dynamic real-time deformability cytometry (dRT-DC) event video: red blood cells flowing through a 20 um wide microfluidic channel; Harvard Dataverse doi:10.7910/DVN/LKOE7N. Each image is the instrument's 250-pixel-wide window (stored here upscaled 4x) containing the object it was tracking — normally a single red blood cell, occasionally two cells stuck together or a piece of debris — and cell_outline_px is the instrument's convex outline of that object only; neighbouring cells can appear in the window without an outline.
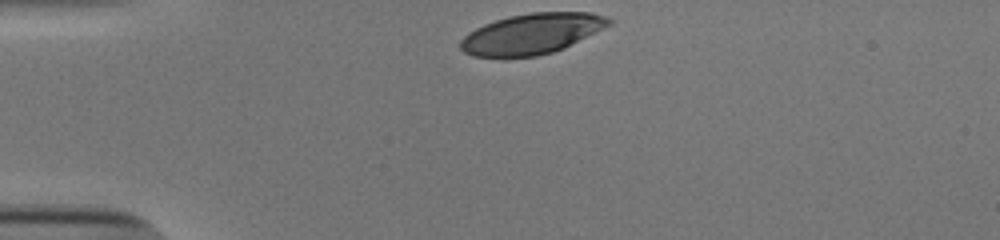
{"species": "human", "species_latin": "Homo sapiens", "temperature_condition": "cold", "stored_images_in_passage": 29, "camera_frame_rate_fps": 3000, "um_per_image_px": 0.085, "donor": {"sex": "male"}, "frame": {"image": 1, "passage_image": 1, "time_ms": 0.0, "image_size_px": [1000, 240], "cell_outline_px": [[612, 24], [564, 48], [552, 52], [536, 56], [472, 56], [464, 52], [460, 48], [460, 40], [468, 32], [484, 24], [508, 16], [532, 12], [588, 12], [608, 16], [612, 20]], "centroid_in_image_um": [45.22, 2.85], "position_along_channel_um": 39.8, "area_um2": 34.91}}
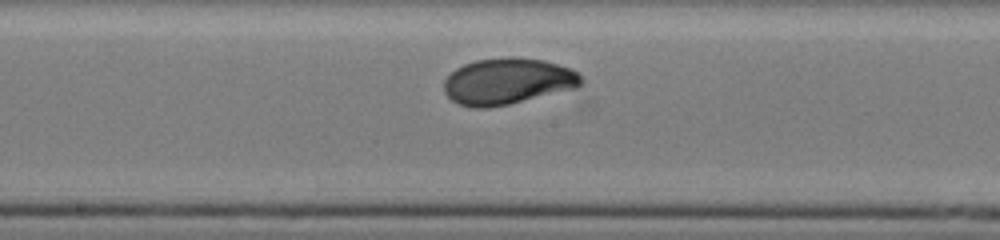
{"frame": {"image": 2, "passage_image": 17, "time_ms": 5.333, "image_size_px": [1000, 240], "cell_outline_px": [[584, 84], [576, 88], [508, 104], [488, 108], [476, 108], [460, 104], [452, 100], [444, 92], [444, 80], [456, 68], [464, 64], [476, 60], [508, 56], [512, 56], [544, 60], [568, 68], [576, 72], [584, 80]], "centroid_in_image_um": [43.14, 6.9], "position_along_channel_um": 205.1, "area_um2": 36.93}}
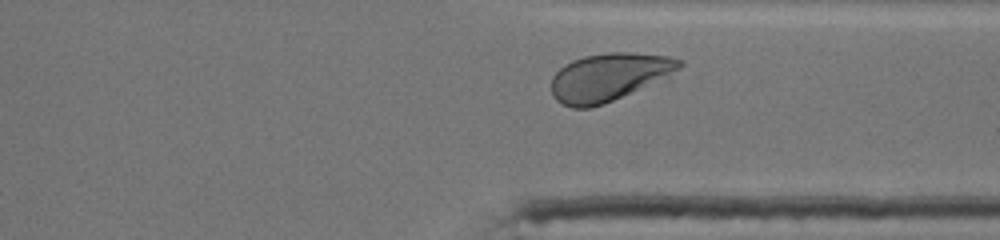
{"frame": {"image": 3, "passage_image": 29, "time_ms": 9.333, "image_size_px": [1000, 240], "cell_outline_px": [[684, 64], [672, 80], [604, 104], [588, 108], [572, 108], [560, 104], [552, 96], [552, 76], [564, 64], [572, 60], [584, 56], [608, 52], [628, 52], [668, 56], [684, 60]], "centroid_in_image_um": [51.9, 6.57], "position_along_channel_um": 359.5, "area_um2": 37.28}}